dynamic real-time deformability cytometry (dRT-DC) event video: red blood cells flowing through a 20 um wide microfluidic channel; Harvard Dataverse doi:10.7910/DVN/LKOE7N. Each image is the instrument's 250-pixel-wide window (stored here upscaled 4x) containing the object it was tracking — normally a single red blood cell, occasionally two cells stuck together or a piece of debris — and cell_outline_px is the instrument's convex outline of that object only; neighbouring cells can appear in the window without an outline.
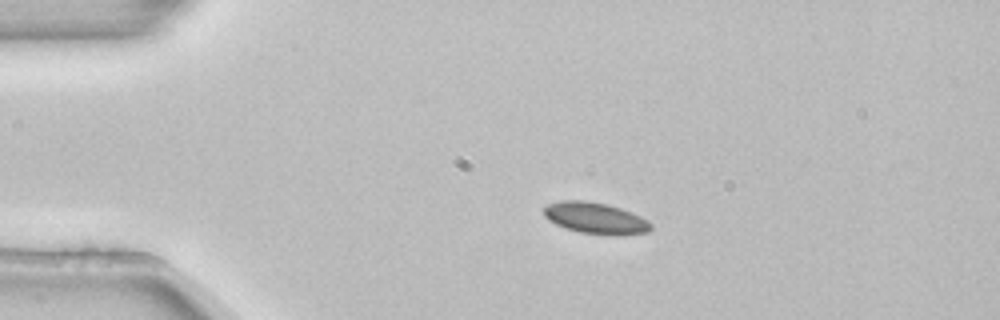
{"species": "common noctule bat (a hibernating species)", "species_latin": "Nyctalus noctula", "temperature_condition": "room temperature", "stored_images_in_passage": 4, "camera_frame_rate_fps": 3000, "um_per_image_px": 0.085, "animal": {"sex": "female", "body_mass_g": 22.7, "forearm_length_mm": 54.2}, "frame": {"image": 1, "passage_image": 2, "time_ms": 0.333, "image_size_px": [1000, 320], "cell_outline_px": [[652, 228], [648, 232], [580, 232], [564, 228], [548, 220], [544, 216], [544, 208], [548, 204], [560, 200], [584, 200], [608, 204], [632, 212], [648, 220], [652, 224]], "centroid_in_image_um": [50.54, 18.47], "position_along_channel_um": 34.5, "area_um2": 18.79}}
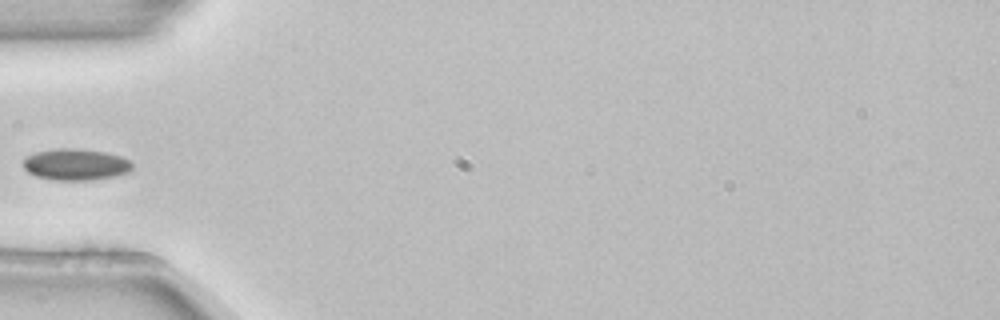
{"frame": {"image": 2, "passage_image": 4, "time_ms": 1.0, "image_size_px": [1000, 320], "cell_outline_px": [[132, 168], [128, 172], [116, 176], [92, 180], [56, 180], [36, 176], [28, 172], [24, 168], [24, 156], [36, 152], [56, 148], [76, 148], [104, 152], [120, 156], [128, 160], [132, 164]], "centroid_in_image_um": [6.42, 13.98], "position_along_channel_um": 78.6, "area_um2": 20.0}}